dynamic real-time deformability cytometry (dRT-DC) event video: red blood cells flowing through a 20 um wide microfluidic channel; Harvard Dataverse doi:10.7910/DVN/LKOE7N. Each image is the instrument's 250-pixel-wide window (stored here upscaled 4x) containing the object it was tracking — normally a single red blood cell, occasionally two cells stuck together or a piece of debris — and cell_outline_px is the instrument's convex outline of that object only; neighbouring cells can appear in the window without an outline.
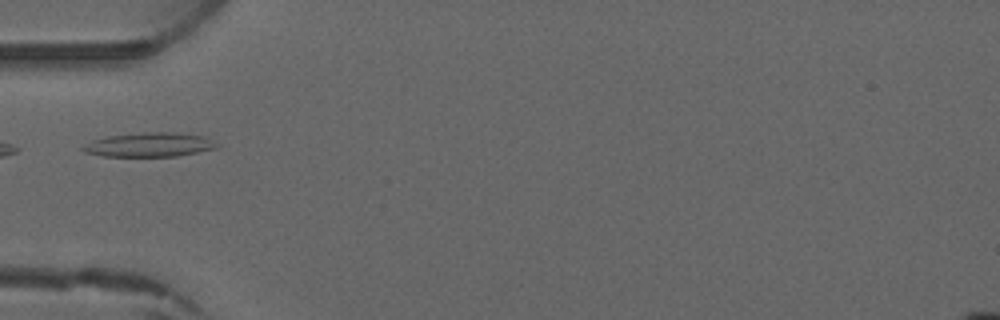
{"species": "common noctule bat (a hibernating species)", "species_latin": "Nyctalus noctula", "temperature_condition": "warm", "stored_images_in_passage": 2, "camera_frame_rate_fps": 3000, "um_per_image_px": 0.085, "animal": {"sex": "male", "forearm_length_mm": 52.5}, "frame": {"image": 1, "passage_image": 2, "time_ms": 1.667, "image_size_px": [1000, 320], "cell_outline_px": [[220, 144], [216, 148], [176, 156], [100, 156], [84, 152], [80, 148], [84, 144], [92, 140], [108, 136], [148, 132], [172, 132], [204, 136]], "centroid_in_image_um": [12.67, 12.3], "position_along_channel_um": 72.3, "area_um2": 18.79}}